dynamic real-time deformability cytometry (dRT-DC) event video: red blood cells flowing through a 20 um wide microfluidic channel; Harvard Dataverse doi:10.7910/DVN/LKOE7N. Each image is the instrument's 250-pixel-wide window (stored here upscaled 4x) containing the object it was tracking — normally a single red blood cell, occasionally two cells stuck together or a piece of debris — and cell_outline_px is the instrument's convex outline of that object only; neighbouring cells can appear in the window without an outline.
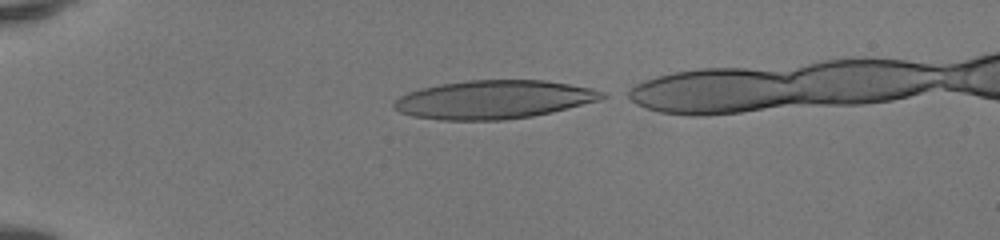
{"species": "human", "species_latin": "Homo sapiens", "temperature_condition": "room temperature", "stored_images_in_passage": 35, "camera_frame_rate_fps": 3000, "um_per_image_px": 0.085, "donor": {"sex": "female"}, "frame": {"image": 1, "passage_image": 1, "time_ms": 0.0, "image_size_px": [1000, 240], "cell_outline_px": [[608, 96], [600, 100], [532, 116], [504, 120], [440, 120], [412, 116], [400, 112], [392, 108], [392, 104], [400, 96], [408, 92], [420, 88], [440, 84], [468, 80], [544, 80], [592, 88], [604, 92]], "centroid_in_image_um": [41.93, 8.46], "position_along_channel_um": 43.1, "area_um2": 46.59}}
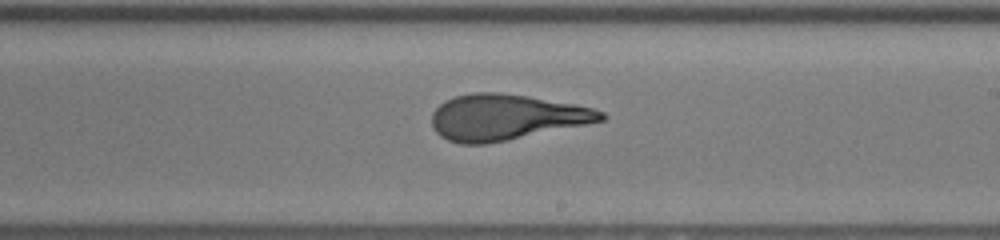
{"frame": {"image": 2, "passage_image": 19, "time_ms": 6.0, "image_size_px": [1000, 240], "cell_outline_px": [[608, 116], [604, 120], [508, 140], [484, 144], [460, 144], [448, 140], [440, 136], [436, 132], [432, 124], [432, 112], [444, 100], [456, 96], [472, 92], [500, 92], [528, 96], [572, 104], [592, 108], [604, 112]], "centroid_in_image_um": [42.96, 9.96], "position_along_channel_um": 246.0, "area_um2": 44.91}}
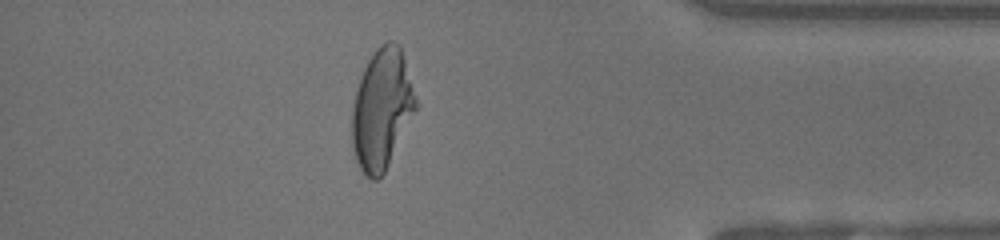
{"frame": {"image": 3, "passage_image": 32, "time_ms": 10.333, "image_size_px": [1000, 240], "cell_outline_px": [[420, 108], [380, 180], [372, 180], [364, 176], [356, 160], [352, 148], [352, 108], [360, 76], [368, 60], [376, 48], [380, 44], [388, 40], [392, 40], [400, 44], [420, 104]], "centroid_in_image_um": [32.51, 9.28], "position_along_channel_um": 402.7, "area_um2": 46.07}}